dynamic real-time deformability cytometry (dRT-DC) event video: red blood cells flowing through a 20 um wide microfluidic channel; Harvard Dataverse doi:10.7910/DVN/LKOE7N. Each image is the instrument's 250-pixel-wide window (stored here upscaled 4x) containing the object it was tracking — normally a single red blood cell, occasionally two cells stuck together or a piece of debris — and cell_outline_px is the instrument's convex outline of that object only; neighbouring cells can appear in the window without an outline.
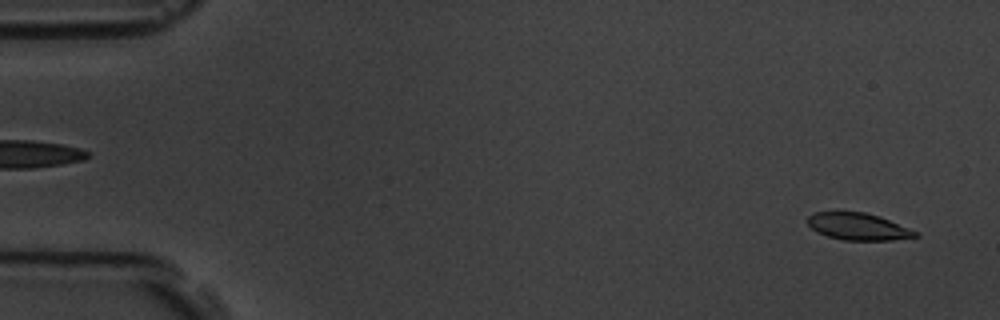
{"species": "common noctule bat (a hibernating species)", "species_latin": "Nyctalus noctula", "temperature_condition": "room temperature", "stored_images_in_passage": 5, "segment_of_instrument_passage": [2, 2], "camera_frame_rate_fps": 3000, "um_per_image_px": 0.085, "animal": {"sex": "male", "body_mass_g": 19.5, "forearm_length_mm": 54.6}, "frame": {"image": 1, "passage_image": 5, "time_ms": 4.333, "image_size_px": [1000, 320], "cell_outline_px": [[920, 236], [892, 240], [844, 240], [828, 236], [812, 228], [808, 224], [808, 216], [816, 212], [864, 212], [880, 216], [920, 232]], "centroid_in_image_um": [73.01, 19.26], "position_along_channel_um": 12.0, "area_um2": 16.88}}